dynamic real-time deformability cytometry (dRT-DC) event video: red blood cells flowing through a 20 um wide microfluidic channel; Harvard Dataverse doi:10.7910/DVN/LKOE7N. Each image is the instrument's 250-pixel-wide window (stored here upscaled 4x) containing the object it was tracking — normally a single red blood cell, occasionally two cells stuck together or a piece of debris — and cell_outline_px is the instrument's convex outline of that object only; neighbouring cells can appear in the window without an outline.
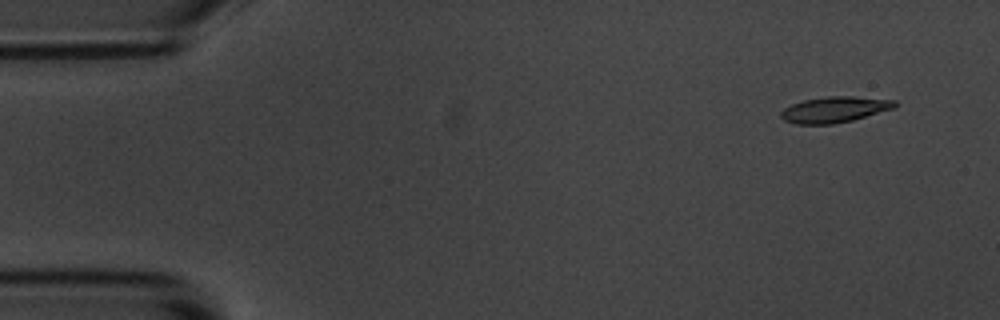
{"species": "common noctule bat (a hibernating species)", "species_latin": "Nyctalus noctula", "temperature_condition": "room temperature", "stored_images_in_passage": 4, "camera_frame_rate_fps": 3000, "um_per_image_px": 0.085, "animal": {"sex": "male", "body_mass_g": 20.1, "forearm_length_mm": 53.5}, "frame": {"image": 1, "passage_image": 1, "time_ms": 0.0, "image_size_px": [1000, 320], "cell_outline_px": [[896, 108], [852, 120], [832, 124], [796, 124], [784, 120], [780, 116], [780, 112], [784, 108], [792, 104], [804, 100], [828, 96], [852, 96], [896, 100]], "centroid_in_image_um": [70.94, 9.31], "position_along_channel_um": 14.1, "area_um2": 17.17}}
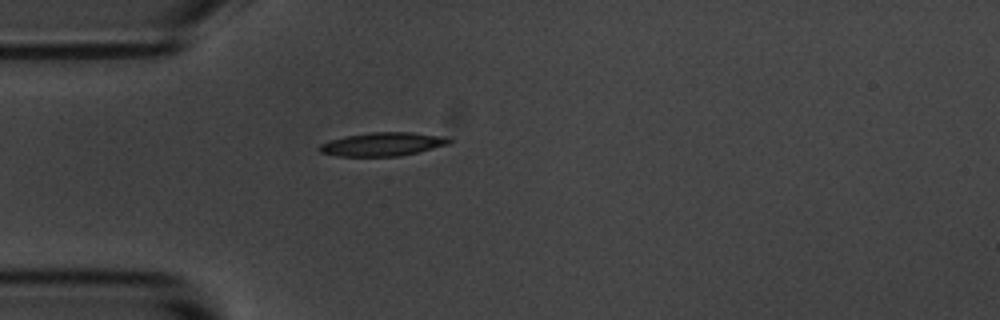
{"frame": {"image": 2, "passage_image": 4, "time_ms": 3.667, "image_size_px": [1000, 320], "cell_outline_px": [[452, 140], [448, 144], [400, 156], [336, 156], [320, 152], [316, 148], [320, 144], [332, 140], [348, 136], [372, 132], [412, 132], [448, 136]], "centroid_in_image_um": [32.53, 12.25], "position_along_channel_um": 52.5, "area_um2": 17.69}}